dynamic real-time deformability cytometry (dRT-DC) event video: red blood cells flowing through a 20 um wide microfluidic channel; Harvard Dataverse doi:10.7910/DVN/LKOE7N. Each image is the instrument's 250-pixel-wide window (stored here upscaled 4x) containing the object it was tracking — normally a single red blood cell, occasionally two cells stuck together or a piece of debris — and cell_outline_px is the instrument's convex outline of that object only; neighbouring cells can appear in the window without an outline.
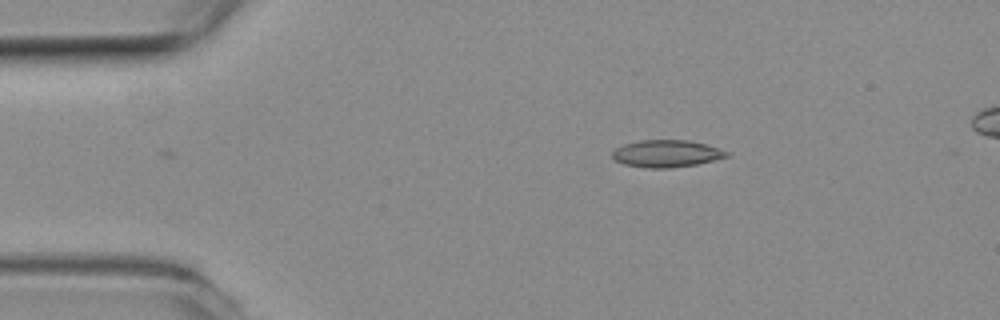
{"species": "common noctule bat (a hibernating species)", "species_latin": "Nyctalus noctula", "temperature_condition": "room temperature", "stored_images_in_passage": 43, "camera_frame_rate_fps": 3000, "um_per_image_px": 0.085, "animal": {"sex": "female", "body_mass_g": 19.3, "forearm_length_mm": 54.1}, "frame": {"image": 1, "passage_image": 1, "time_ms": 0.0, "image_size_px": [1000, 320], "cell_outline_px": [[728, 156], [696, 164], [668, 168], [644, 168], [624, 164], [616, 160], [612, 156], [612, 152], [616, 148], [624, 144], [640, 140], [688, 140], [704, 144], [728, 152]], "centroid_in_image_um": [56.59, 13.05], "position_along_channel_um": 28.4, "area_um2": 17.8}}
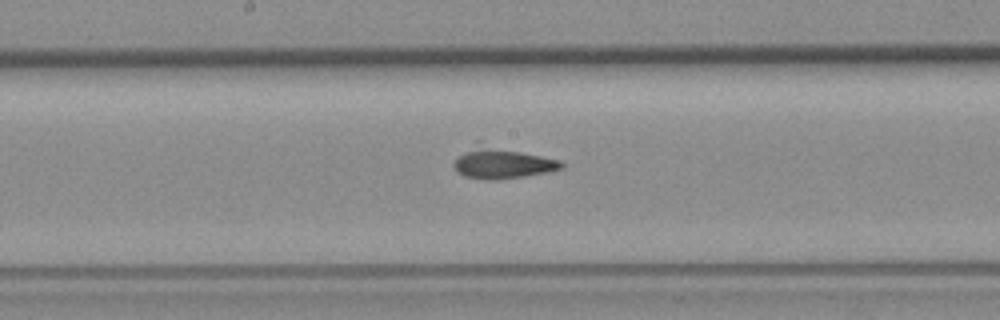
{"frame": {"image": 2, "passage_image": 20, "time_ms": 6.333, "image_size_px": [1000, 320], "cell_outline_px": [[564, 168], [552, 172], [496, 180], [492, 180], [464, 176], [456, 172], [452, 164], [464, 152], [480, 140], [560, 160], [564, 164]], "centroid_in_image_um": [42.72, 13.82], "position_along_channel_um": 205.5, "area_um2": 20.11}}
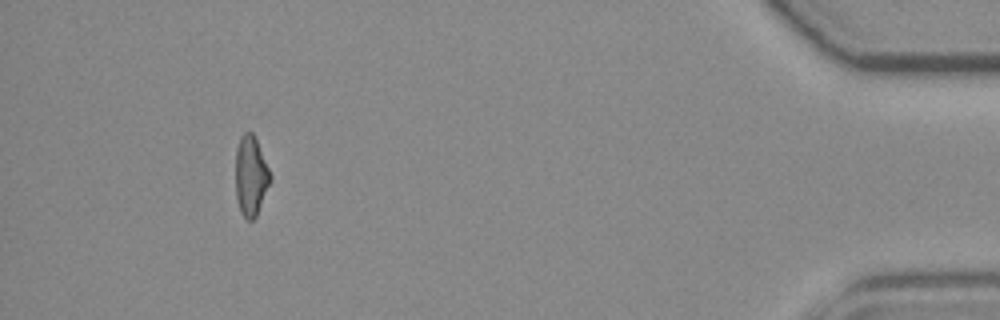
{"frame": {"image": 3, "passage_image": 43, "time_ms": 14.0, "image_size_px": [1000, 320], "cell_outline_px": [[272, 180], [256, 216], [252, 220], [248, 220], [240, 212], [236, 196], [236, 148], [240, 136], [244, 132], [252, 132], [256, 140], [272, 176]], "centroid_in_image_um": [21.32, 14.96], "position_along_channel_um": 413.9, "area_um2": 16.13}}